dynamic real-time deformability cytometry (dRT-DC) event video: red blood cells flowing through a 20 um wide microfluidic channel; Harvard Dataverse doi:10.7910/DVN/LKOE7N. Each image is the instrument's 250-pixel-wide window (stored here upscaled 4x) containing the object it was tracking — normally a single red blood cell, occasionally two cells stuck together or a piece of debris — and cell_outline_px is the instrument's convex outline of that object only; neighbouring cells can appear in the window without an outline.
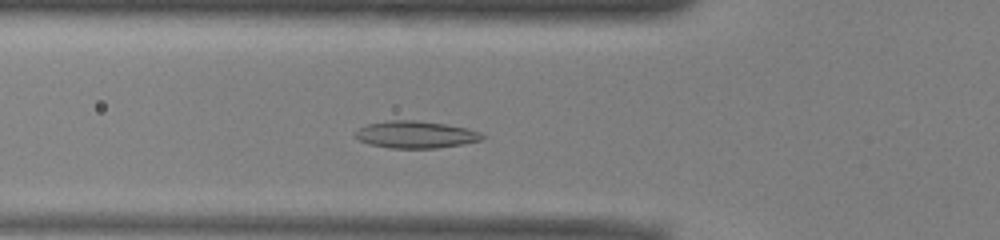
{"species": "common noctule bat (a hibernating species)", "species_latin": "Nyctalus noctula", "temperature_condition": "warm", "stored_images_in_passage": 44, "camera_frame_rate_fps": 3000, "um_per_image_px": 0.085, "animal": {"sex": "male", "body_mass_g": 13.0, "forearm_length_mm": 53.1}, "frame": {"image": 1, "passage_image": 10, "time_ms": 3.0, "image_size_px": [1000, 240], "cell_outline_px": [[484, 136], [480, 140], [464, 144], [436, 148], [392, 148], [368, 144], [352, 136], [360, 128], [368, 124], [388, 120], [416, 120], [444, 124], [468, 128], [480, 132]], "centroid_in_image_um": [35.32, 11.44], "position_along_channel_um": 90.5, "area_um2": 20.0}}
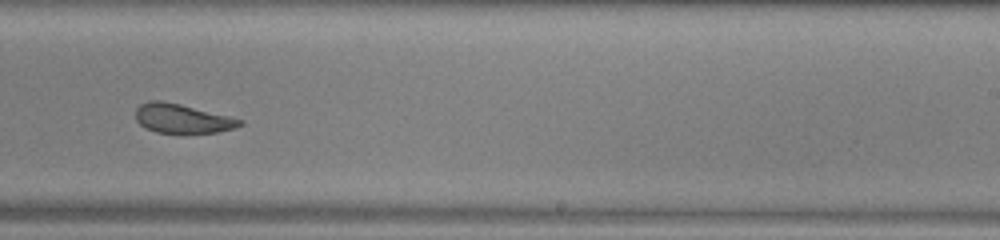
{"frame": {"image": 2, "passage_image": 24, "time_ms": 7.667, "image_size_px": [1000, 240], "cell_outline_px": [[244, 124], [236, 128], [216, 132], [156, 132], [140, 124], [136, 120], [136, 108], [140, 104], [148, 100], [160, 100], [180, 104], [244, 120]], "centroid_in_image_um": [15.49, 10.06], "position_along_channel_um": 273.5, "area_um2": 17.46}}
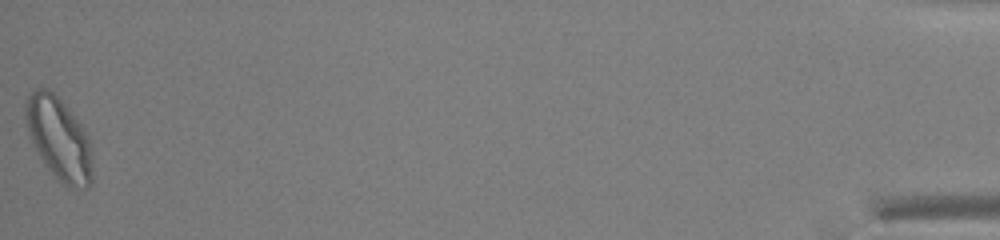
{"frame": {"image": 3, "passage_image": 44, "time_ms": 14.333, "image_size_px": [1000, 240], "cell_outline_px": [[92, 184], [88, 188], [68, 188], [56, 180], [44, 164], [28, 136], [24, 116], [24, 104], [28, 96], [40, 84], [48, 88], [72, 112], [88, 136], [92, 148]], "centroid_in_image_um": [5.0, 11.8], "position_along_channel_um": 430.2, "area_um2": 32.95}, "authors_computed_cell_mechanics": {"area_um2": 20.1722, "velocity_mm_per_s": 3.919, "shape_relaxation_time_tau1_ms": 5.5301, "shape_relaxation_time_tau2_ms": 1.426, "deformation_change_tau1": 0.1695, "deformation_change_tau2": 0.0676}}